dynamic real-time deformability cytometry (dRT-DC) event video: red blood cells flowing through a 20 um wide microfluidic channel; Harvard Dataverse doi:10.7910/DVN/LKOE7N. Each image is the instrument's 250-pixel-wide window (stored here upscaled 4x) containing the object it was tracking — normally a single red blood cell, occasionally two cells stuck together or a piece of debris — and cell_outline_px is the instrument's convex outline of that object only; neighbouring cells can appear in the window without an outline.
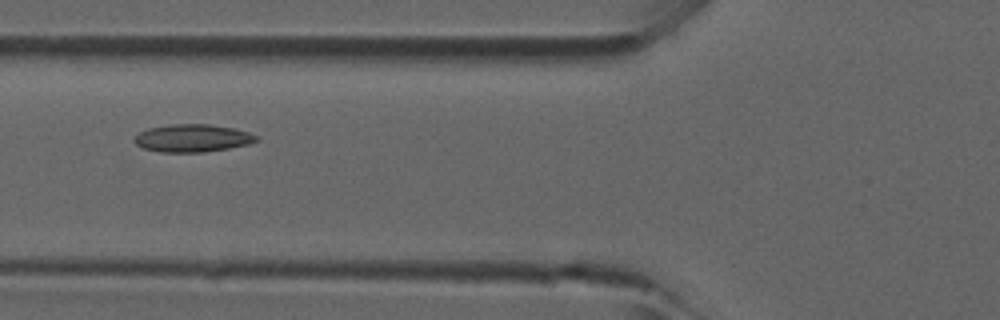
{"species": "common noctule bat (a hibernating species)", "species_latin": "Nyctalus noctula", "temperature_condition": "room temperature", "stored_images_in_passage": 6, "camera_frame_rate_fps": 3000, "um_per_image_px": 0.085, "animal": {"sex": "male", "forearm_length_mm": 52.5}, "frame": {"image": 1, "passage_image": 6, "time_ms": 1.667, "image_size_px": [1000, 320], "cell_outline_px": [[260, 140], [248, 144], [228, 148], [204, 152], [160, 152], [144, 148], [136, 144], [132, 140], [140, 132], [148, 128], [172, 124], [208, 124], [232, 128], [248, 132], [256, 136]], "centroid_in_image_um": [16.34, 11.74], "position_along_channel_um": 109.5, "area_um2": 19.54}}